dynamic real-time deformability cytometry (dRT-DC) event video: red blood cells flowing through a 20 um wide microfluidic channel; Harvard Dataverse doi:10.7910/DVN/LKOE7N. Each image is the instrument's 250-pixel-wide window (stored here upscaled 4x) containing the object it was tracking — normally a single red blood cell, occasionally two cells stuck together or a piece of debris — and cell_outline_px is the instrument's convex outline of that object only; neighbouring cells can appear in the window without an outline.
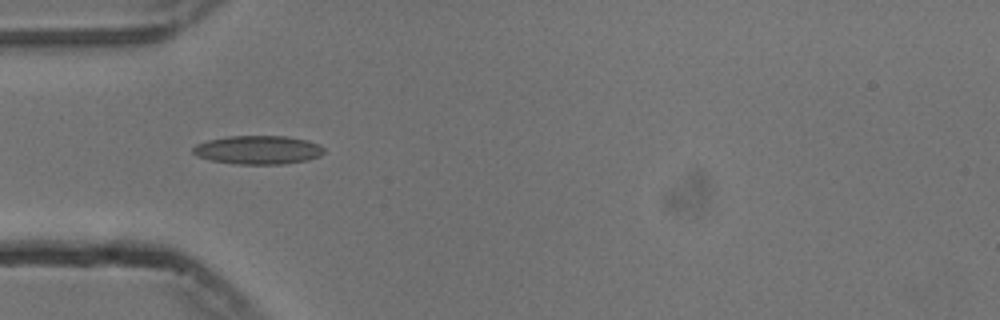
{"species": "common noctule bat (a hibernating species)", "species_latin": "Nyctalus noctula", "temperature_condition": "cold", "stored_images_in_passage": 11, "camera_frame_rate_fps": 3000, "um_per_image_px": 0.085, "animal": {"sex": "male", "body_mass_g": 13.3}, "frame": {"image": 1, "passage_image": 1, "time_ms": 0.0, "image_size_px": [1000, 320], "cell_outline_px": [[324, 152], [320, 156], [308, 160], [284, 164], [236, 164], [212, 160], [196, 156], [192, 152], [192, 148], [196, 144], [208, 140], [228, 136], [284, 136], [308, 140], [320, 144], [324, 148]], "centroid_in_image_um": [21.95, 12.74], "position_along_channel_um": 63.1, "area_um2": 21.96}}
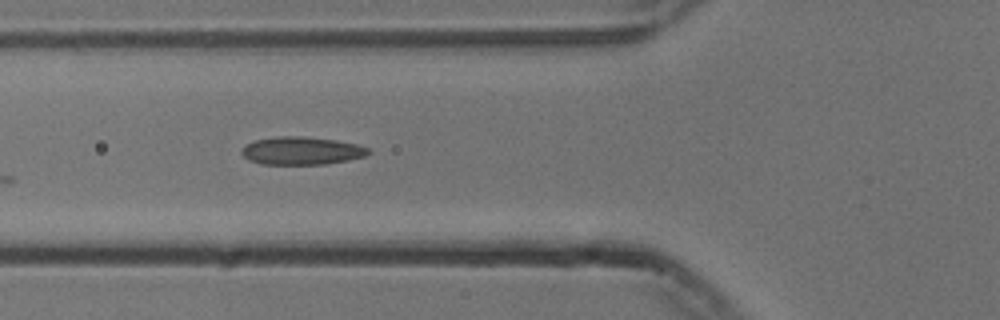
{"frame": {"image": 2, "passage_image": 4, "time_ms": 1.0, "image_size_px": [1000, 320], "cell_outline_px": [[372, 152], [364, 156], [348, 160], [324, 164], [260, 164], [248, 160], [240, 152], [240, 148], [244, 144], [252, 140], [280, 136], [304, 136], [336, 140], [356, 144], [368, 148]], "centroid_in_image_um": [25.57, 12.81], "position_along_channel_um": 100.2, "area_um2": 20.81}}
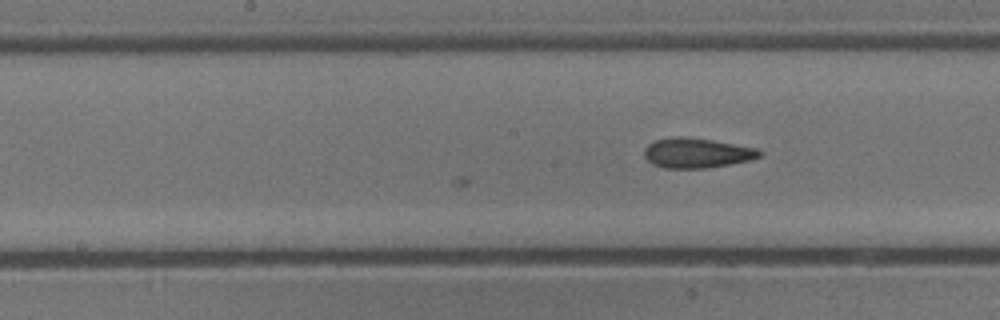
{"frame": {"image": 3, "passage_image": 11, "time_ms": 3.333, "image_size_px": [1000, 320], "cell_outline_px": [[764, 152], [760, 156], [748, 160], [728, 164], [704, 168], [664, 168], [652, 164], [644, 156], [644, 148], [648, 144], [656, 140], [676, 136], [680, 136], [712, 140], [756, 148]], "centroid_in_image_um": [59.19, 13.0], "position_along_channel_um": 189.0, "area_um2": 19.88}}